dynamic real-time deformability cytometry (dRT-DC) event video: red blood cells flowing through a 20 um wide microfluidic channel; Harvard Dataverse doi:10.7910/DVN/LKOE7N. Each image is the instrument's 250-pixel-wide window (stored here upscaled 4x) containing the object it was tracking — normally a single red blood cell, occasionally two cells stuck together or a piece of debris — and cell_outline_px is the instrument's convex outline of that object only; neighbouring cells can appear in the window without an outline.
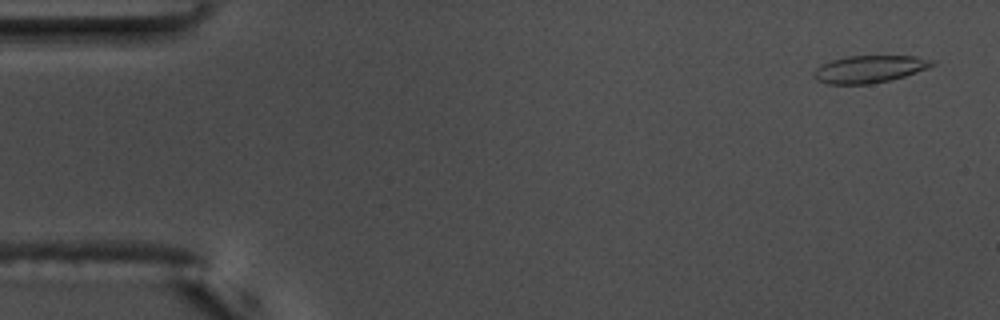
{"species": "common noctule bat (a hibernating species)", "species_latin": "Nyctalus noctula", "temperature_condition": "warm", "stored_images_in_passage": 54, "camera_frame_rate_fps": 3000, "um_per_image_px": 0.085, "animal": {"sex": "male", "body_mass_g": 17.5, "forearm_length_mm": 52.3}, "frame": {"image": 1, "passage_image": 1, "time_ms": 0.0, "image_size_px": [1000, 320], "cell_outline_px": [[936, 64], [928, 68], [904, 76], [872, 84], [828, 84], [816, 80], [812, 76], [812, 72], [816, 68], [832, 60], [848, 56], [916, 56], [936, 60]], "centroid_in_image_um": [73.91, 5.87], "position_along_channel_um": 11.1, "area_um2": 18.84}}
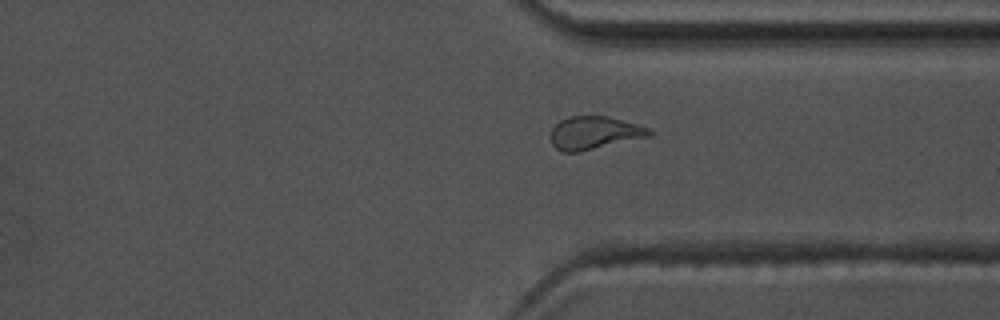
{"frame": {"image": 2, "passage_image": 40, "time_ms": 13.0, "image_size_px": [1000, 320], "cell_outline_px": [[652, 132], [648, 136], [580, 152], [560, 152], [552, 144], [552, 128], [560, 120], [568, 116], [608, 116], [652, 128]], "centroid_in_image_um": [50.51, 11.29], "position_along_channel_um": 360.9, "area_um2": 18.84}}
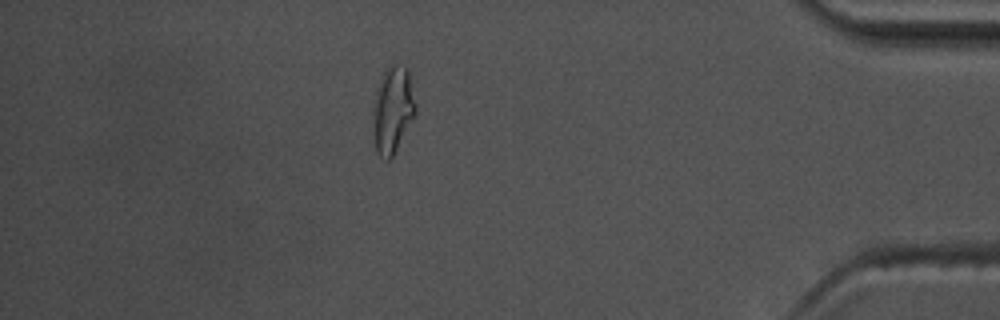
{"frame": {"image": 3, "passage_image": 47, "time_ms": 15.333, "image_size_px": [1000, 320], "cell_outline_px": [[416, 112], [392, 156], [388, 160], [384, 160], [376, 152], [372, 132], [372, 108], [376, 88], [388, 64], [404, 64], [408, 68], [416, 104]], "centroid_in_image_um": [33.35, 9.29], "position_along_channel_um": 401.9, "area_um2": 21.85}, "authors_computed_cell_mechanics": {"area_um2": 18.6983, "velocity_mm_per_s": 3.6511, "shape_relaxation_time_tau1_ms": null, "shape_relaxation_time_tau2_ms": 1.6194, "deformation_change_tau1": null, "deformation_change_tau2": 0.082}}